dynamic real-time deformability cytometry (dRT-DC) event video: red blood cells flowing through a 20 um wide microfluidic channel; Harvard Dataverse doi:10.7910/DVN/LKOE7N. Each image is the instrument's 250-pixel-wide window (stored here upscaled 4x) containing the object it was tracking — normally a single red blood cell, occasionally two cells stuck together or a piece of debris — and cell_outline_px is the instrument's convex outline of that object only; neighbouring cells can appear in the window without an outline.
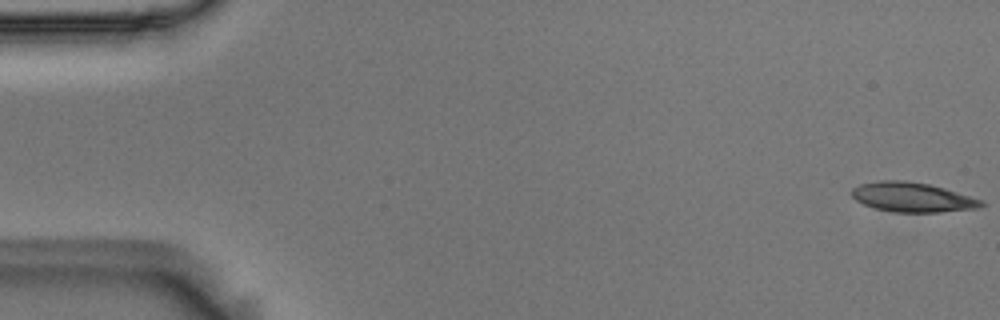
{"species": "Egyptian fruit bat (a non-hibernating species)", "species_latin": "Rousettus aegyptiacus", "temperature_condition": "room temperature", "stored_images_in_passage": 54, "camera_frame_rate_fps": 3000, "um_per_image_px": 0.085, "animal": {"sex": "male"}, "frame": {"image": 1, "passage_image": 1, "time_ms": 0.0, "image_size_px": [1000, 320], "cell_outline_px": [[984, 204], [980, 208], [936, 212], [892, 212], [876, 208], [864, 204], [856, 200], [852, 196], [852, 188], [860, 184], [880, 180], [904, 180], [928, 184], [944, 188], [984, 200]], "centroid_in_image_um": [77.56, 16.76], "position_along_channel_um": 7.4, "area_um2": 22.25}}
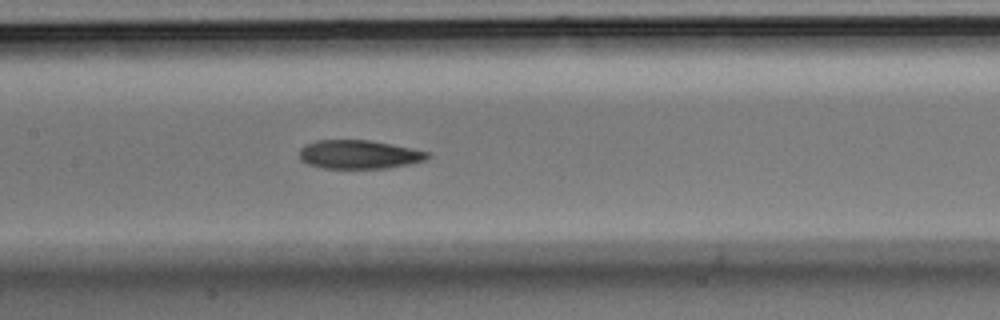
{"frame": {"image": 2, "passage_image": 26, "time_ms": 8.333, "image_size_px": [1000, 320], "cell_outline_px": [[432, 156], [424, 160], [408, 164], [388, 168], [324, 168], [308, 164], [300, 160], [300, 148], [316, 140], [372, 140], [412, 148], [428, 152]], "centroid_in_image_um": [30.53, 13.12], "position_along_channel_um": 176.9, "area_um2": 21.39}}
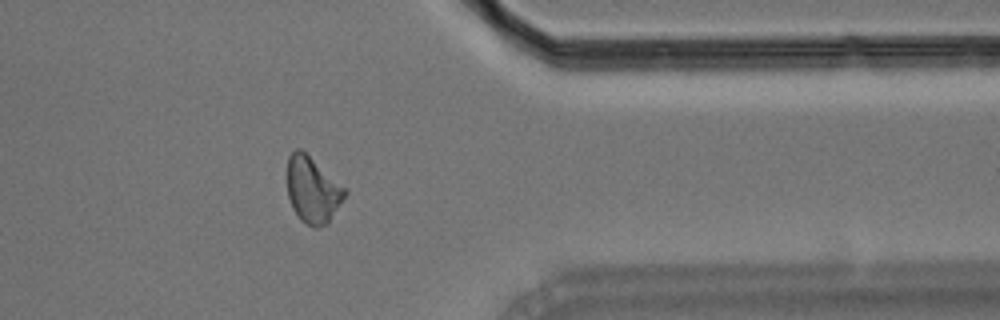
{"frame": {"image": 3, "passage_image": 44, "time_ms": 14.333, "image_size_px": [1000, 320], "cell_outline_px": [[348, 192], [328, 224], [316, 228], [312, 228], [300, 220], [292, 208], [288, 196], [288, 156], [296, 148], [300, 148], [348, 188]], "centroid_in_image_um": [26.6, 16.16], "position_along_channel_um": 384.8, "area_um2": 22.54}, "authors_computed_cell_mechanics": {"area_um2": 22.2241, "velocity_mm_per_s": 3.691, "shape_relaxation_time_tau1_ms": null, "shape_relaxation_time_tau2_ms": 7.3775, "deformation_change_tau1": null, "deformation_change_tau2": 0.1719}}